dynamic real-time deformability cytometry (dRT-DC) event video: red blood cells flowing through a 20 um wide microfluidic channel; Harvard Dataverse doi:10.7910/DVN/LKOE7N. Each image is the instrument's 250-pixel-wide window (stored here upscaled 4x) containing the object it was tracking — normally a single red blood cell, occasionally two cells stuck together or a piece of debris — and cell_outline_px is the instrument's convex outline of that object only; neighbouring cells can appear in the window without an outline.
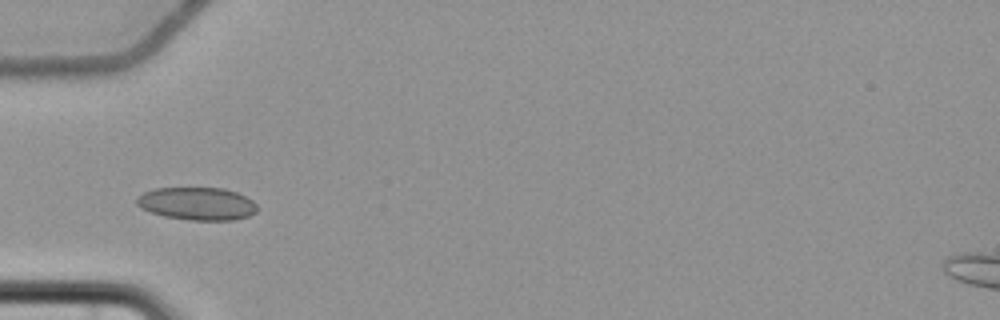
{"species": "common noctule bat (a hibernating species)", "species_latin": "Nyctalus noctula", "temperature_condition": "cold", "stored_images_in_passage": 3, "camera_frame_rate_fps": 3000, "um_per_image_px": 0.085, "animal": {"sex": "female", "body_mass_g": 22.7, "forearm_length_mm": 54.2}, "frame": {"image": 1, "passage_image": 3, "time_ms": 2.333, "image_size_px": [1000, 320], "cell_outline_px": [[256, 212], [248, 216], [232, 220], [188, 220], [164, 216], [140, 208], [136, 204], [136, 196], [144, 192], [156, 188], [224, 188], [236, 192], [252, 200], [256, 204]], "centroid_in_image_um": [16.73, 17.31], "position_along_channel_um": 68.3, "area_um2": 23.0}}